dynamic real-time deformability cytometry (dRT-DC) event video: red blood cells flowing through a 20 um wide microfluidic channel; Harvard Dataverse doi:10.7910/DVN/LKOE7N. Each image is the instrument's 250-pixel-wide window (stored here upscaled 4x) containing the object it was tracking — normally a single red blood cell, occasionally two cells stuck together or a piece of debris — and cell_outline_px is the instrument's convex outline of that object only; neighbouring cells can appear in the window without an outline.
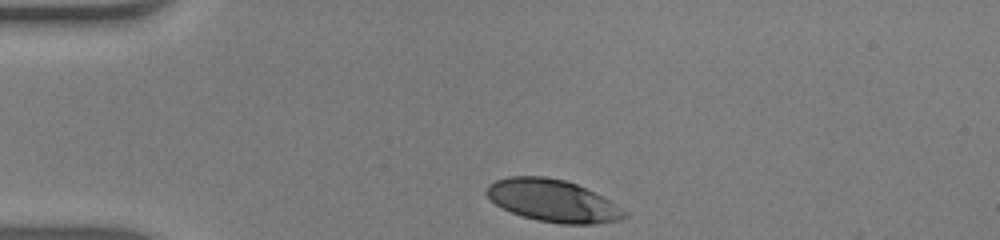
{"species": "human", "species_latin": "Homo sapiens", "temperature_condition": "warm", "stored_images_in_passage": 32, "camera_frame_rate_fps": 3000, "um_per_image_px": 0.085, "donor": {"sex": "male"}, "frame": {"image": 1, "passage_image": 1, "time_ms": 0.0, "image_size_px": [1000, 240], "cell_outline_px": [[628, 216], [620, 220], [592, 224], [560, 224], [536, 220], [512, 212], [496, 204], [484, 192], [488, 184], [496, 180], [508, 176], [544, 176], [564, 180], [576, 184], [604, 196], [628, 212]], "centroid_in_image_um": [47.02, 17.06], "position_along_channel_um": 38.0, "area_um2": 33.99}}
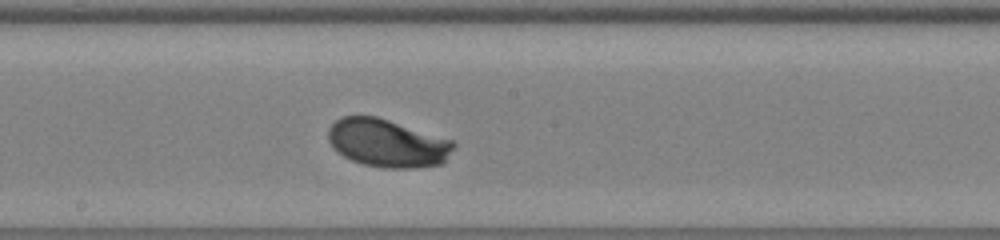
{"frame": {"image": 2, "passage_image": 18, "time_ms": 5.667, "image_size_px": [1000, 240], "cell_outline_px": [[456, 144], [444, 164], [416, 168], [384, 168], [364, 164], [352, 160], [336, 152], [332, 148], [328, 140], [328, 128], [340, 116], [376, 116], [456, 140]], "centroid_in_image_um": [32.96, 12.16], "position_along_channel_um": 215.2, "area_um2": 35.6}}
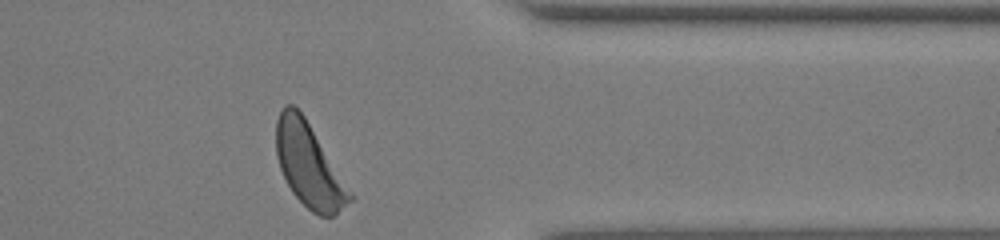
{"frame": {"image": 3, "passage_image": 32, "time_ms": 10.333, "image_size_px": [1000, 240], "cell_outline_px": [[356, 196], [352, 200], [332, 216], [320, 216], [312, 212], [292, 192], [280, 168], [276, 156], [276, 120], [284, 104], [292, 104], [304, 116]], "centroid_in_image_um": [26.28, 14.05], "position_along_channel_um": 385.1, "area_um2": 35.72}, "authors_computed_cell_mechanics": {"area_um2": 34.7956, "velocity_mm_per_s": 3.892, "shape_relaxation_time_tau1_ms": 1.8678, "shape_relaxation_time_tau2_ms": null, "deformation_change_tau1": 0.1453, "deformation_change_tau2": null}}